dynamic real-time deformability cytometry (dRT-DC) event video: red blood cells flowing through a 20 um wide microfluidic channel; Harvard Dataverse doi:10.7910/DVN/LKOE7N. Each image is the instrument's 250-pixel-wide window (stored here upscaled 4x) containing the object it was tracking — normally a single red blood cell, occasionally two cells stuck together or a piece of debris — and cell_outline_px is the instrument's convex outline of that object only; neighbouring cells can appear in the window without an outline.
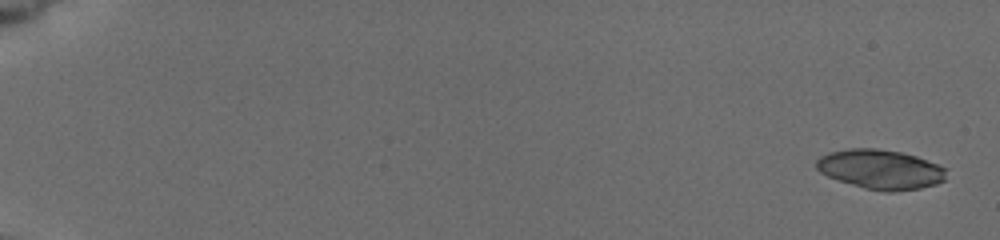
{"species": "common noctule bat (a hibernating species)", "species_latin": "Nyctalus noctula", "temperature_condition": "cold", "stored_images_in_passage": 10, "camera_frame_rate_fps": 3000, "um_per_image_px": 0.085, "animal": {"sex": "female", "body_mass_g": 19.5, "forearm_length_mm": 54.1}, "frame": {"image": 1, "passage_image": 1, "time_ms": 0.0, "image_size_px": [1000, 240], "cell_outline_px": [[948, 168], [944, 180], [936, 184], [920, 188], [892, 192], [888, 192], [864, 188], [828, 176], [820, 172], [816, 168], [816, 160], [820, 156], [828, 152], [848, 148], [876, 148], [900, 152], [916, 156]], "centroid_in_image_um": [74.85, 14.38], "position_along_channel_um": 10.2, "area_um2": 29.94}}
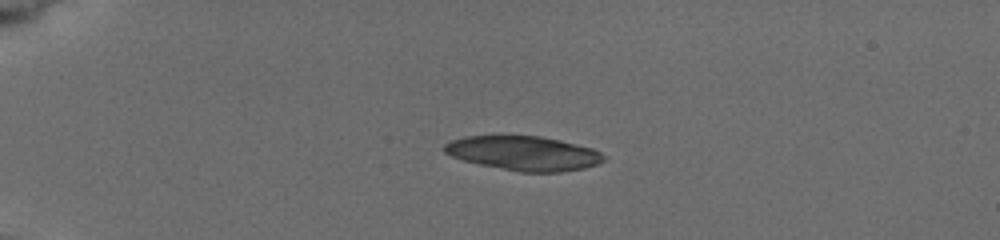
{"frame": {"image": 2, "passage_image": 5, "time_ms": 4.333, "image_size_px": [1000, 240], "cell_outline_px": [[608, 156], [604, 160], [596, 164], [584, 168], [560, 172], [520, 172], [480, 164], [464, 160], [452, 156], [444, 152], [444, 144], [452, 140], [464, 136], [540, 136], [560, 140], [592, 148]], "centroid_in_image_um": [44.53, 13.02], "position_along_channel_um": 40.5, "area_um2": 31.73}}